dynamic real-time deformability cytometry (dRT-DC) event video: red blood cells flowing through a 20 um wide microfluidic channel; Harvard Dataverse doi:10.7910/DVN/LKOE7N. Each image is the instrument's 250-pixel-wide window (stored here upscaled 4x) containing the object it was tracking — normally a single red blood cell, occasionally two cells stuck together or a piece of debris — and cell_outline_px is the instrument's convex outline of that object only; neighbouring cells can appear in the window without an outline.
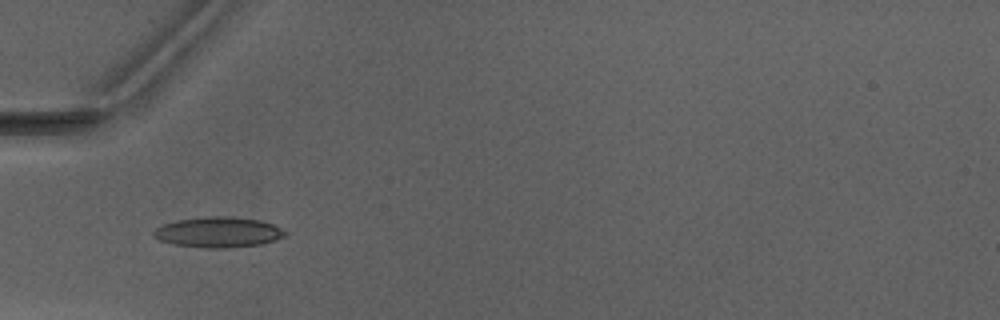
{"species": "Egyptian fruit bat (a non-hibernating species)", "species_latin": "Rousettus aegyptiacus", "temperature_condition": "warm", "stored_images_in_passage": 8, "camera_frame_rate_fps": 3000, "um_per_image_px": 0.085, "animal": {"sex": "male"}, "frame": {"image": 1, "passage_image": 6, "time_ms": 7.0, "image_size_px": [1000, 320], "cell_outline_px": [[288, 232], [284, 236], [276, 240], [260, 244], [224, 248], [204, 248], [172, 244], [160, 240], [152, 236], [152, 232], [156, 228], [164, 224], [176, 220], [204, 216], [232, 216], [260, 220], [272, 224]], "centroid_in_image_um": [18.53, 19.73], "position_along_channel_um": 66.5, "area_um2": 23.47}}
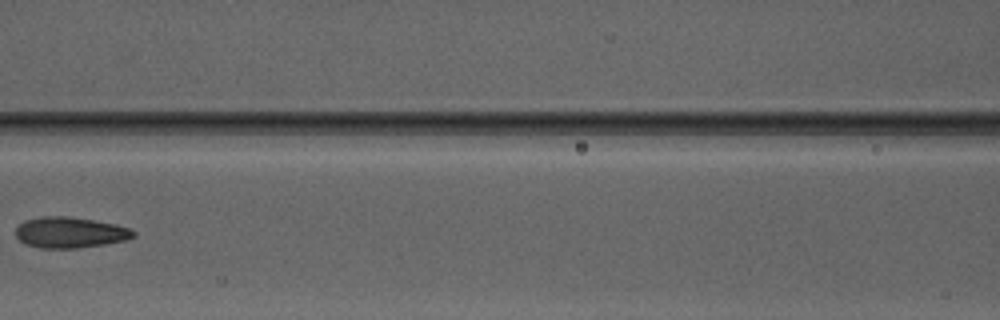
{"frame": {"image": 2, "passage_image": 8, "time_ms": 9.333, "image_size_px": [1000, 320], "cell_outline_px": [[136, 236], [124, 240], [104, 244], [76, 248], [40, 248], [24, 244], [16, 236], [16, 228], [24, 220], [44, 216], [68, 216], [116, 224], [128, 228], [136, 232]], "centroid_in_image_um": [5.93, 19.76], "position_along_channel_um": 160.7, "area_um2": 21.1}}